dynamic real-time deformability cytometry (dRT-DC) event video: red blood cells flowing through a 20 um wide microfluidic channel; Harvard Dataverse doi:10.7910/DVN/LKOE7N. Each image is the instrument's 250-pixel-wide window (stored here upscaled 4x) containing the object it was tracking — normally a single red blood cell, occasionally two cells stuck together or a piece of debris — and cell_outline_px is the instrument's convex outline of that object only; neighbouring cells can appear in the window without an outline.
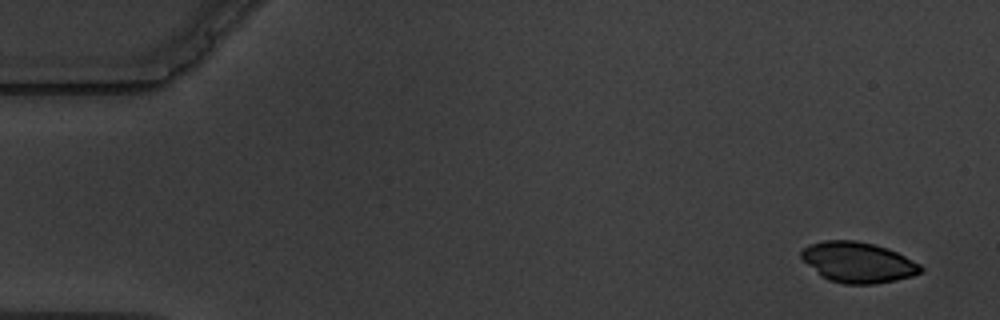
{"species": "common noctule bat (a hibernating species)", "species_latin": "Nyctalus noctula", "temperature_condition": "warm", "stored_images_in_passage": 5, "camera_frame_rate_fps": 3000, "um_per_image_px": 0.085, "animal": {"sex": "male", "body_mass_g": 19.5, "forearm_length_mm": 54.6}, "frame": {"image": 1, "passage_image": 1, "time_ms": 0.0, "image_size_px": [1000, 320], "cell_outline_px": [[924, 268], [920, 272], [912, 276], [896, 280], [872, 284], [844, 284], [828, 280], [820, 276], [800, 256], [800, 252], [808, 244], [824, 240], [856, 240], [888, 248], [920, 264]], "centroid_in_image_um": [72.91, 22.29], "position_along_channel_um": 12.1, "area_um2": 28.15}}